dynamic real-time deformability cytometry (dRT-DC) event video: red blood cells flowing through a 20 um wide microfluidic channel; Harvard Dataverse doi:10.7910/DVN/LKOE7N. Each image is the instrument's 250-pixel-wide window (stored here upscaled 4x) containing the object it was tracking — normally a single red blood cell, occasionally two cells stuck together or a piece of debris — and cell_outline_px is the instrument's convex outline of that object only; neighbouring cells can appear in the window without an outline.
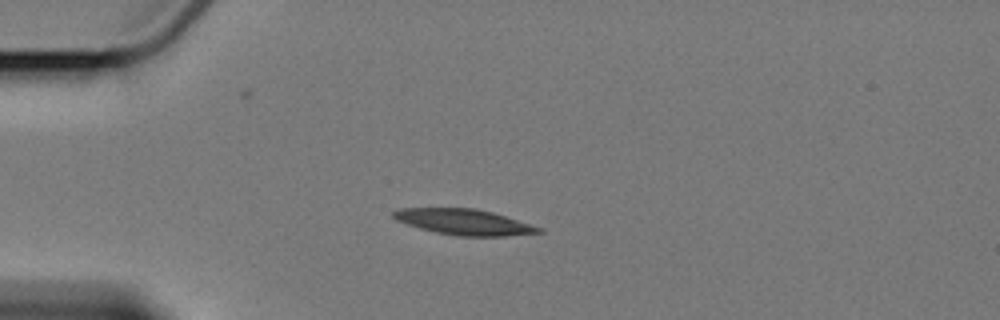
{"species": "Egyptian fruit bat (a non-hibernating species)", "species_latin": "Rousettus aegyptiacus", "temperature_condition": "cold", "stored_images_in_passage": 5, "camera_frame_rate_fps": 3000, "um_per_image_px": 0.085, "animal": {"sex": "female"}, "frame": {"image": 1, "passage_image": 1, "time_ms": 0.0, "image_size_px": [1000, 320], "cell_outline_px": [[544, 232], [504, 236], [456, 236], [436, 232], [420, 228], [396, 220], [392, 216], [392, 212], [396, 208], [472, 208], [492, 212], [544, 228]], "centroid_in_image_um": [39.44, 18.87], "position_along_channel_um": 45.6, "area_um2": 21.73}}
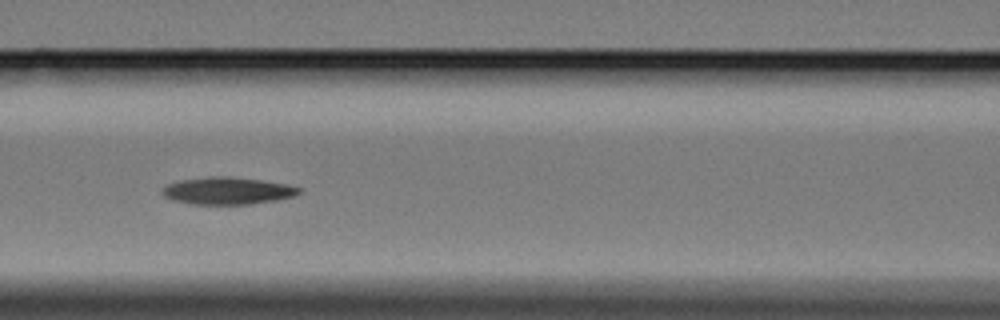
{"frame": {"image": 2, "passage_image": 4, "time_ms": 3.667, "image_size_px": [1000, 320], "cell_outline_px": [[300, 192], [292, 196], [280, 200], [252, 204], [196, 204], [172, 200], [164, 196], [160, 192], [168, 184], [180, 180], [208, 176], [228, 176], [260, 180], [288, 184], [300, 188]], "centroid_in_image_um": [19.34, 16.21], "position_along_channel_um": 147.3, "area_um2": 21.68}}
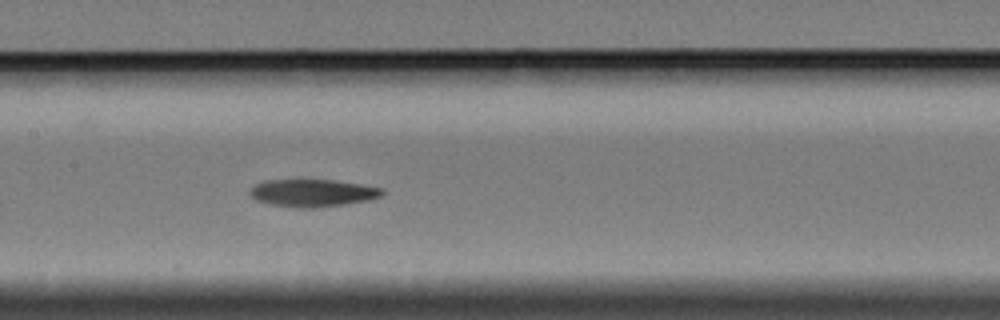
{"frame": {"image": 3, "passage_image": 5, "time_ms": 4.667, "image_size_px": [1000, 320], "cell_outline_px": [[384, 192], [380, 196], [372, 200], [344, 204], [312, 208], [300, 208], [268, 204], [256, 200], [248, 192], [256, 184], [264, 180], [296, 176], [300, 176], [332, 180], [360, 184], [384, 188]], "centroid_in_image_um": [26.52, 16.35], "position_along_channel_um": 180.9, "area_um2": 22.2}}